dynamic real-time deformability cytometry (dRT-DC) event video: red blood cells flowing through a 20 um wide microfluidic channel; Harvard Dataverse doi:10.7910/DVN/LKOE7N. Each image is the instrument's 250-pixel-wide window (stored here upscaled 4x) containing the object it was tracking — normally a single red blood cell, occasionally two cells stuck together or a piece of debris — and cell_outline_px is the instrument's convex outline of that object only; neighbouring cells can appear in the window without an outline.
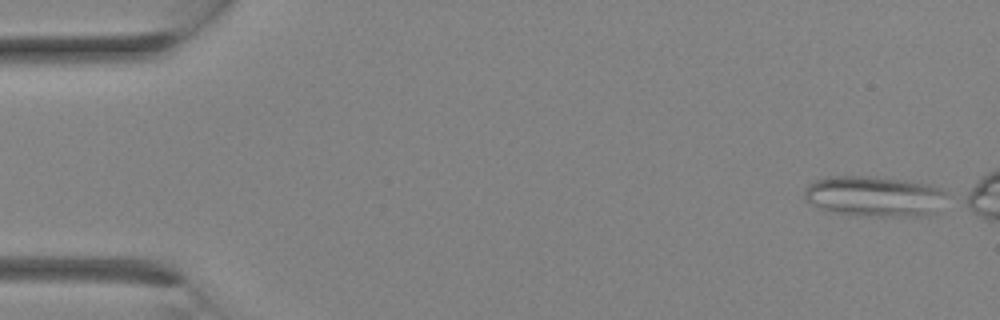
{"species": "Egyptian fruit bat (a non-hibernating species)", "species_latin": "Rousettus aegyptiacus", "temperature_condition": "room temperature", "stored_images_in_passage": 6, "camera_frame_rate_fps": 3000, "um_per_image_px": 0.085, "animal": {"sex": "female"}, "frame": {"image": 1, "passage_image": 1, "time_ms": 0.0, "image_size_px": [1000, 320], "cell_outline_px": [[944, 192], [936, 212], [932, 216], [880, 216], [824, 212], [808, 204], [804, 200], [804, 188], [812, 180], [828, 176], [872, 176], [912, 180], [928, 184], [940, 188]], "centroid_in_image_um": [74.21, 16.68], "position_along_channel_um": 10.8, "area_um2": 34.22}}